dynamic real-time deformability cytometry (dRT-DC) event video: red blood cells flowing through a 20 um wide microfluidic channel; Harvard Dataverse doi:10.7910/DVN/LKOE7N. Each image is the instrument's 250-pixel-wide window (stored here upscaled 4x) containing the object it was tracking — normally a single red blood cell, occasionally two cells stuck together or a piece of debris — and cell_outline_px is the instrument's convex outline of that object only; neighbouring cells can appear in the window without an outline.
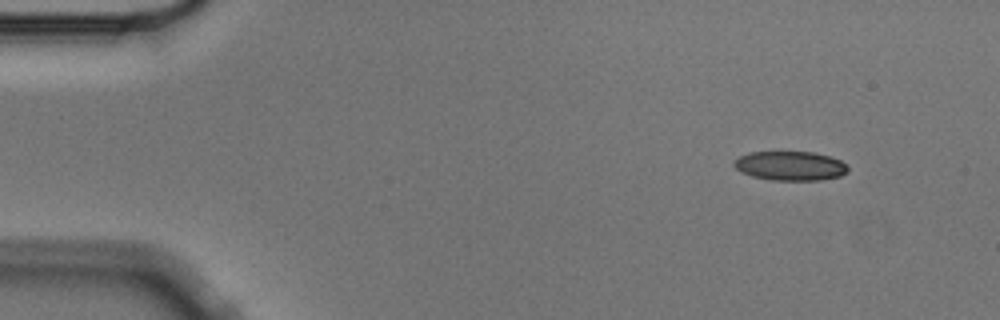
{"species": "Egyptian fruit bat (a non-hibernating species)", "species_latin": "Rousettus aegyptiacus", "temperature_condition": "cold", "stored_images_in_passage": 5, "camera_frame_rate_fps": 3000, "um_per_image_px": 0.085, "animal": {"sex": "male"}, "frame": {"image": 1, "passage_image": 2, "time_ms": 0.333, "image_size_px": [1000, 320], "cell_outline_px": [[848, 172], [840, 176], [820, 180], [772, 180], [752, 176], [740, 172], [732, 164], [732, 160], [748, 152], [812, 152], [828, 156], [840, 160], [848, 164]], "centroid_in_image_um": [67.15, 14.1], "position_along_channel_um": 17.8, "area_um2": 19.54}}
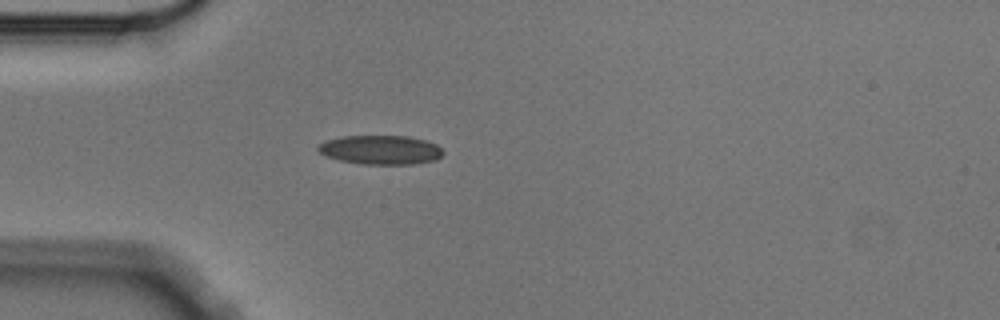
{"frame": {"image": 2, "passage_image": 5, "time_ms": 1.333, "image_size_px": [1000, 320], "cell_outline_px": [[444, 152], [436, 160], [412, 164], [360, 164], [340, 160], [328, 156], [320, 152], [316, 148], [320, 144], [328, 140], [344, 136], [408, 136], [424, 140], [436, 144]], "centroid_in_image_um": [32.37, 12.74], "position_along_channel_um": 52.6, "area_um2": 20.98}}